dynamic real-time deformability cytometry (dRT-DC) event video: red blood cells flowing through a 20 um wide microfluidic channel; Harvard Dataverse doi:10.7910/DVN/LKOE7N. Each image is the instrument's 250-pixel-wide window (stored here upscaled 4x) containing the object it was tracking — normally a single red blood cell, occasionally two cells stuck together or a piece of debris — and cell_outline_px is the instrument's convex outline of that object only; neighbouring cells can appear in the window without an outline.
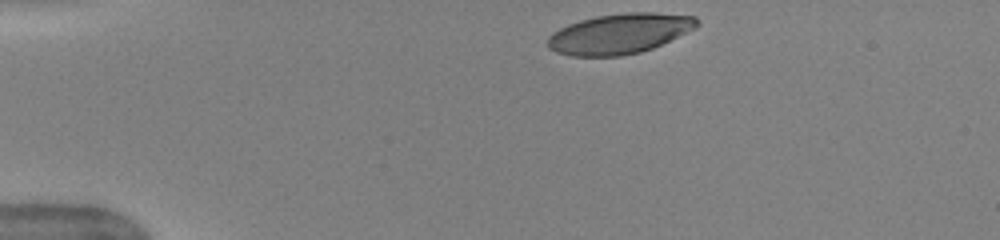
{"species": "human", "species_latin": "Homo sapiens", "temperature_condition": "warm", "stored_images_in_passage": 42, "camera_frame_rate_fps": 3000, "um_per_image_px": 0.085, "donor": {"sex": "female"}, "frame": {"image": 1, "passage_image": 1, "time_ms": 0.0, "image_size_px": [1000, 240], "cell_outline_px": [[700, 24], [696, 28], [652, 48], [640, 52], [620, 56], [572, 56], [556, 52], [548, 48], [548, 36], [552, 32], [568, 24], [580, 20], [596, 16], [628, 12], [656, 12], [696, 16], [700, 20]], "centroid_in_image_um": [52.67, 2.85], "position_along_channel_um": 32.3, "area_um2": 35.08}}
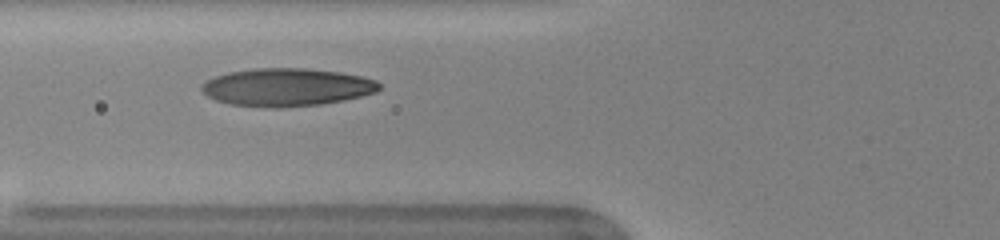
{"frame": {"image": 2, "passage_image": 11, "time_ms": 3.333, "image_size_px": [1000, 240], "cell_outline_px": [[380, 88], [376, 92], [344, 100], [320, 104], [280, 108], [276, 108], [228, 104], [216, 100], [208, 96], [200, 88], [200, 84], [216, 76], [228, 72], [256, 68], [304, 68], [340, 72], [360, 76], [376, 80], [380, 84]], "centroid_in_image_um": [24.36, 7.41], "position_along_channel_um": 101.4, "area_um2": 39.13}}
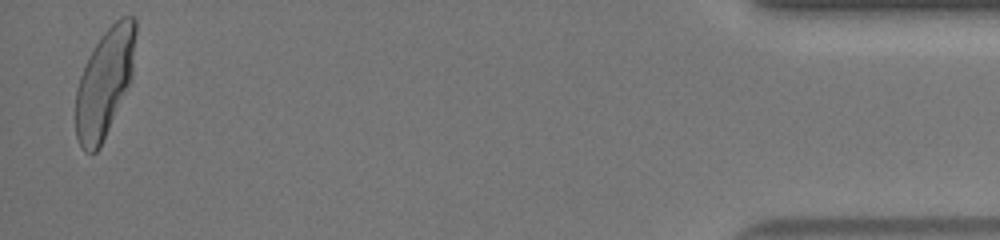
{"frame": {"image": 3, "passage_image": 41, "time_ms": 13.333, "image_size_px": [1000, 240], "cell_outline_px": [[136, 32], [132, 76], [100, 148], [96, 152], [84, 152], [76, 136], [76, 88], [80, 76], [96, 44], [104, 32], [120, 16], [136, 16]], "centroid_in_image_um": [8.9, 7.02], "position_along_channel_um": 426.3, "area_um2": 37.17}, "authors_computed_cell_mechanics": {"area_um2": 37.3966, "velocity_mm_per_s": 3.9891, "shape_relaxation_time_tau1_ms": 4.4416, "shape_relaxation_time_tau2_ms": null, "deformation_change_tau1": 0.2218, "deformation_change_tau2": null}}